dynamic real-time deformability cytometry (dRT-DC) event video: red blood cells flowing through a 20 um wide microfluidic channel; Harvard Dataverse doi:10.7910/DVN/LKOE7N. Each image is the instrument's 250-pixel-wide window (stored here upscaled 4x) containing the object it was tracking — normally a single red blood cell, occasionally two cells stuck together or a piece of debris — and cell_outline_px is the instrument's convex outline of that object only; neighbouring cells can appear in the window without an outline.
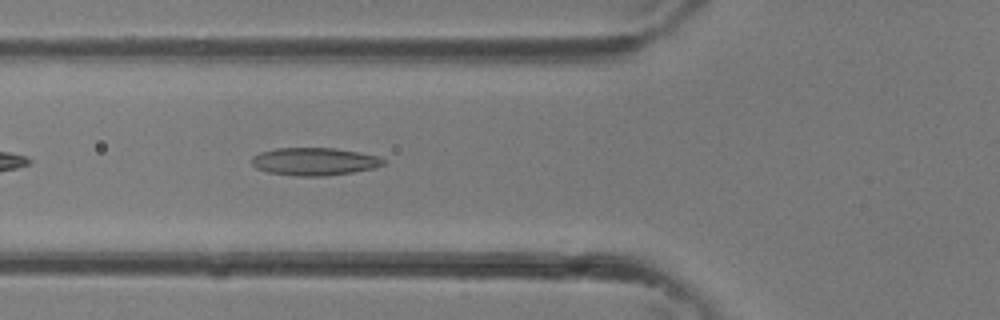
{"species": "common noctule bat (a hibernating species)", "species_latin": "Nyctalus noctula", "temperature_condition": "room temperature", "stored_images_in_passage": 27, "camera_frame_rate_fps": 3000, "um_per_image_px": 0.085, "animal": {"sex": "female"}, "frame": {"image": 1, "passage_image": 5, "time_ms": 1.333, "image_size_px": [1000, 320], "cell_outline_px": [[384, 164], [376, 168], [352, 172], [324, 176], [296, 176], [268, 172], [256, 168], [252, 164], [252, 156], [260, 152], [276, 148], [336, 148], [360, 152], [380, 156], [384, 160]], "centroid_in_image_um": [26.74, 13.72], "position_along_channel_um": 99.1, "area_um2": 21.39}}
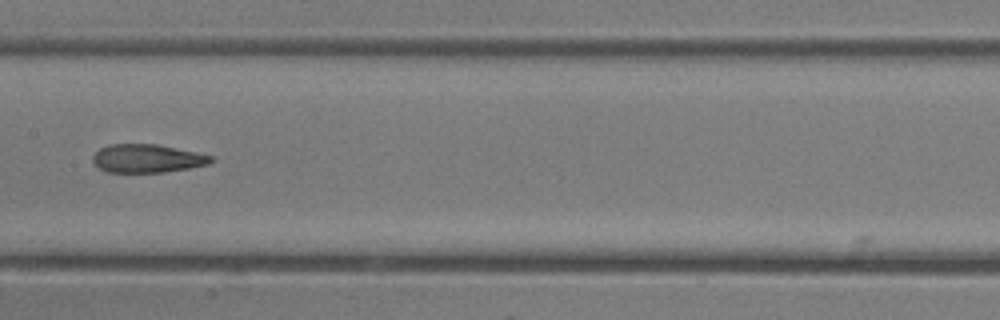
{"frame": {"image": 2, "passage_image": 10, "time_ms": 3.0, "image_size_px": [1000, 320], "cell_outline_px": [[216, 160], [208, 164], [188, 168], [164, 172], [108, 172], [100, 168], [92, 160], [92, 156], [100, 148], [108, 144], [156, 144], [196, 152], [212, 156]], "centroid_in_image_um": [12.51, 13.46], "position_along_channel_um": 194.9, "area_um2": 19.42}}
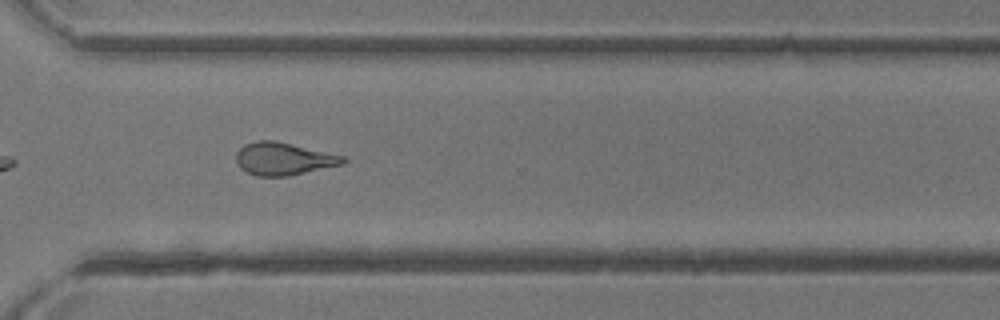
{"frame": {"image": 3, "passage_image": 18, "time_ms": 5.667, "image_size_px": [1000, 320], "cell_outline_px": [[348, 160], [344, 164], [288, 176], [256, 176], [240, 168], [236, 160], [236, 152], [244, 144], [256, 140], [272, 140], [344, 156]], "centroid_in_image_um": [24.08, 13.5], "position_along_channel_um": 346.5, "area_um2": 20.17}}